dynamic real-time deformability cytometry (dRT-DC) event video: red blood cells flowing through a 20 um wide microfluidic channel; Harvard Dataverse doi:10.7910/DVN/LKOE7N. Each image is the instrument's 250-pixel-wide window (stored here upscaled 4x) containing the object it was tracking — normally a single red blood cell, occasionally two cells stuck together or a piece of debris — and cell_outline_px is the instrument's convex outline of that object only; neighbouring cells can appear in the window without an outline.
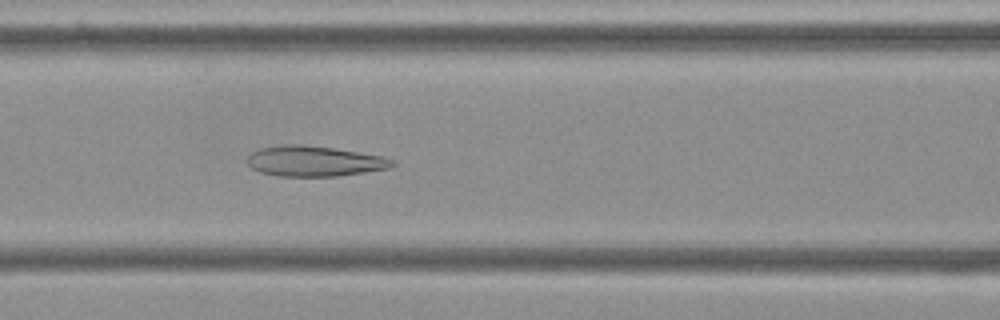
{"species": "Egyptian fruit bat (a non-hibernating species)", "species_latin": "Rousettus aegyptiacus", "temperature_condition": "cold", "stored_images_in_passage": 55, "camera_frame_rate_fps": 3000, "um_per_image_px": 0.085, "frame": {"image": 1, "passage_image": 23, "time_ms": 7.333, "image_size_px": [1000, 320], "cell_outline_px": [[396, 164], [388, 168], [364, 172], [336, 176], [280, 176], [260, 172], [252, 168], [248, 164], [248, 156], [252, 152], [260, 148], [284, 144], [300, 144], [332, 148], [384, 156], [396, 160]], "centroid_in_image_um": [26.73, 13.69], "position_along_channel_um": 139.9, "area_um2": 25.61}}
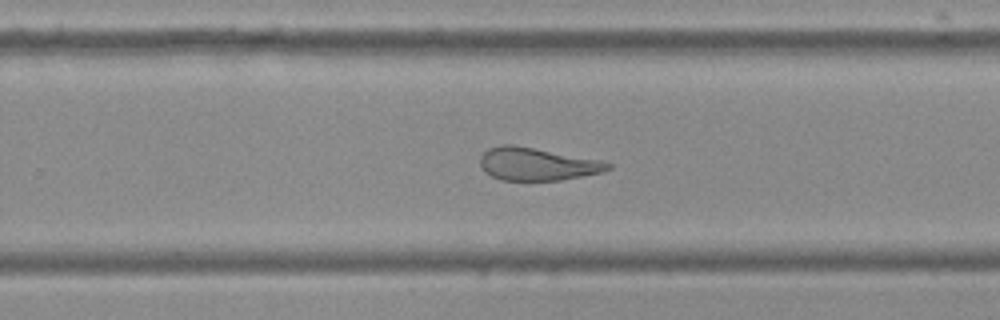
{"frame": {"image": 2, "passage_image": 35, "time_ms": 11.333, "image_size_px": [1000, 320], "cell_outline_px": [[612, 168], [604, 172], [560, 180], [500, 180], [484, 172], [480, 164], [480, 156], [488, 148], [500, 144], [512, 144], [600, 160], [612, 164]], "centroid_in_image_um": [45.63, 13.94], "position_along_channel_um": 284.2, "area_um2": 24.39}}
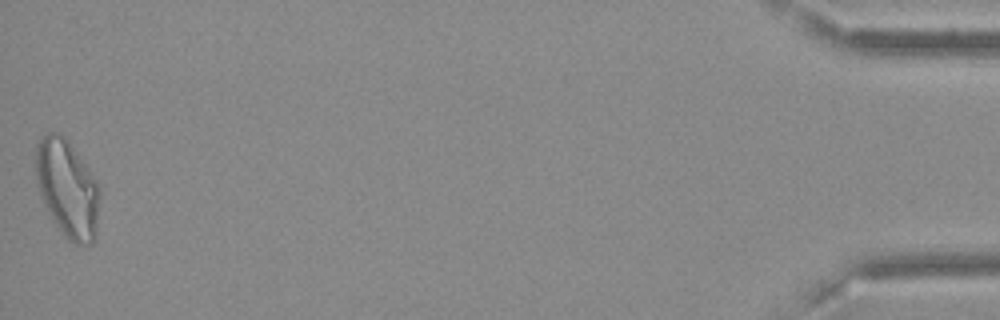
{"frame": {"image": 3, "passage_image": 55, "time_ms": 18.0, "image_size_px": [1000, 320], "cell_outline_px": [[100, 192], [96, 240], [92, 244], [76, 244], [68, 240], [64, 236], [52, 220], [40, 196], [36, 180], [36, 144], [48, 132], [56, 132], [64, 136], [96, 180]], "centroid_in_image_um": [5.73, 16.08], "position_along_channel_um": 429.5, "area_um2": 36.3}, "authors_computed_cell_mechanics": {"area_um2": 29.8248, "velocity_mm_per_s": 3.6122, "shape_relaxation_time_tau1_ms": null, "shape_relaxation_time_tau2_ms": 3.0679, "deformation_change_tau1": null, "deformation_change_tau2": 0.124}}